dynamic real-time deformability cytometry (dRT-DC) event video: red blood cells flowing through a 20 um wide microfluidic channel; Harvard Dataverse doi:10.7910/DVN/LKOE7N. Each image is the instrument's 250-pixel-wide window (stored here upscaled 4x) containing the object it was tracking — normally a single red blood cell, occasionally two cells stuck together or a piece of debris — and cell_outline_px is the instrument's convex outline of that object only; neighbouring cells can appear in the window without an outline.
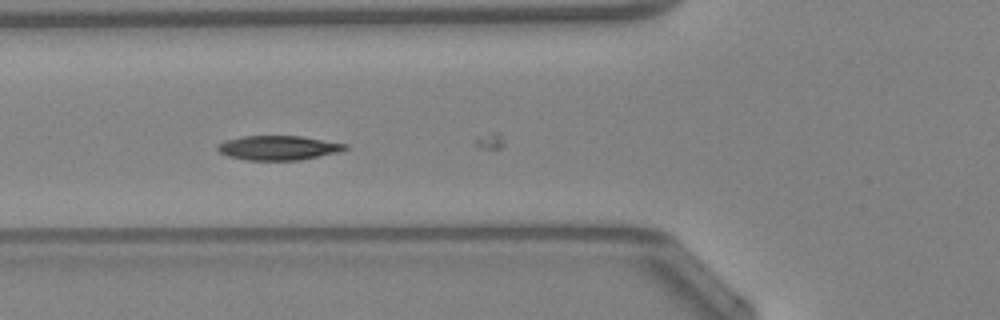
{"species": "Egyptian fruit bat (a non-hibernating species)", "species_latin": "Rousettus aegyptiacus", "temperature_condition": "warm", "stored_images_in_passage": 14, "camera_frame_rate_fps": 3000, "um_per_image_px": 0.085, "animal": {"sex": "female"}, "frame": {"image": 1, "passage_image": 3, "time_ms": 0.667, "image_size_px": [1000, 320], "cell_outline_px": [[348, 148], [340, 152], [300, 160], [244, 160], [228, 156], [220, 152], [216, 148], [216, 144], [224, 140], [244, 136], [300, 136], [348, 144]], "centroid_in_image_um": [23.64, 12.56], "position_along_channel_um": 102.2, "area_um2": 18.26}}